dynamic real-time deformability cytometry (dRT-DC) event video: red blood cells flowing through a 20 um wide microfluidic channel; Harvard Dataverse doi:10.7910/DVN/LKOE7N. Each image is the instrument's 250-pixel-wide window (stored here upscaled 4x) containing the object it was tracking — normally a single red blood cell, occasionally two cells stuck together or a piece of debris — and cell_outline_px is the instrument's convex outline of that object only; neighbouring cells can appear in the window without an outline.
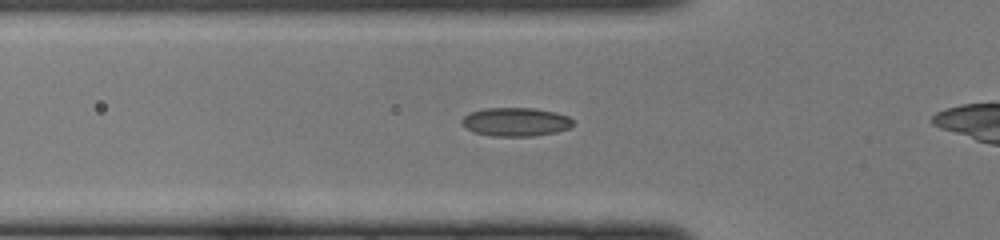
{"species": "common noctule bat (a hibernating species)", "species_latin": "Nyctalus noctula", "temperature_condition": "cold", "stored_images_in_passage": 25, "camera_frame_rate_fps": 3000, "um_per_image_px": 0.085, "animal": {"sex": "female", "body_mass_g": 22.0, "forearm_length_mm": 56.7}, "frame": {"image": 1, "passage_image": 2, "time_ms": 0.333, "image_size_px": [1000, 240], "cell_outline_px": [[572, 124], [568, 128], [556, 132], [532, 136], [492, 136], [472, 132], [460, 124], [460, 120], [464, 116], [472, 112], [484, 108], [532, 108], [556, 112], [568, 116], [572, 120]], "centroid_in_image_um": [43.78, 10.36], "position_along_channel_um": 82.0, "area_um2": 18.55}}
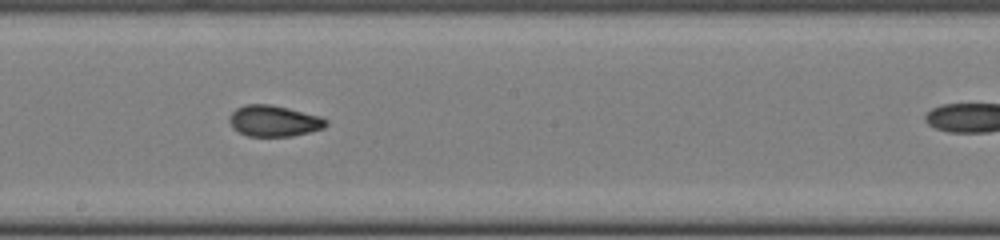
{"frame": {"image": 2, "passage_image": 12, "time_ms": 3.667, "image_size_px": [1000, 240], "cell_outline_px": [[328, 124], [324, 128], [292, 136], [248, 136], [232, 128], [228, 120], [228, 116], [236, 108], [244, 104], [272, 104], [320, 116], [328, 120]], "centroid_in_image_um": [23.26, 10.27], "position_along_channel_um": 224.9, "area_um2": 17.63}}
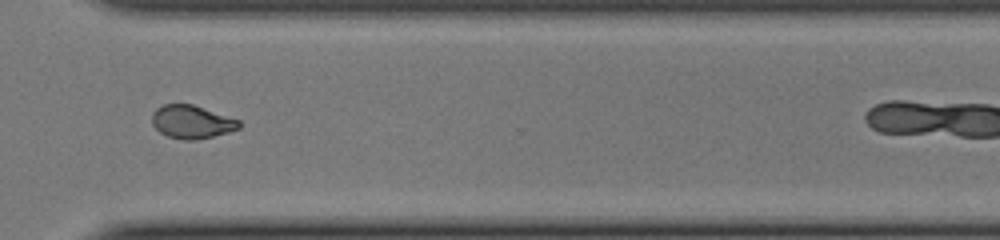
{"frame": {"image": 3, "passage_image": 21, "time_ms": 6.667, "image_size_px": [1000, 240], "cell_outline_px": [[240, 128], [228, 132], [196, 140], [184, 140], [168, 136], [160, 132], [152, 124], [152, 112], [156, 108], [164, 104], [192, 104], [240, 120]], "centroid_in_image_um": [16.28, 10.36], "position_along_channel_um": 354.3, "area_um2": 16.76}}